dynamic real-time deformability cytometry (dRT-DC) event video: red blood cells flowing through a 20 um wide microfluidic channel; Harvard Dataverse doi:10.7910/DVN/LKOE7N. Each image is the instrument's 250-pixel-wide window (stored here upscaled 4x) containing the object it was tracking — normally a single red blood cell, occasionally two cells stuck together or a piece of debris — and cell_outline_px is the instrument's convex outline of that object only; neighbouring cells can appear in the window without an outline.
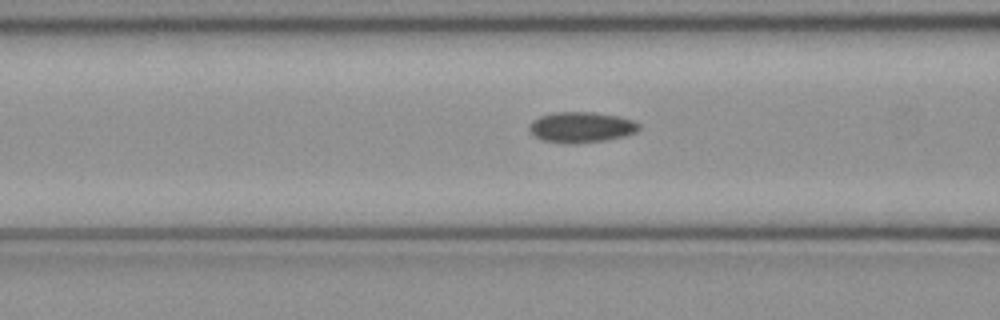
{"species": "common noctule bat (a hibernating species)", "species_latin": "Nyctalus noctula", "temperature_condition": "cold", "stored_images_in_passage": 46, "camera_frame_rate_fps": 3000, "um_per_image_px": 0.085, "animal": {"sex": "female", "body_mass_g": 21.9}, "frame": {"image": 1, "passage_image": 16, "time_ms": 5.0, "image_size_px": [1000, 320], "cell_outline_px": [[640, 128], [636, 132], [624, 136], [604, 140], [572, 144], [540, 140], [528, 128], [528, 124], [532, 120], [540, 116], [552, 112], [592, 112], [616, 116], [632, 120], [640, 124]], "centroid_in_image_um": [49.37, 10.81], "position_along_channel_um": 117.2, "area_um2": 19.54}}
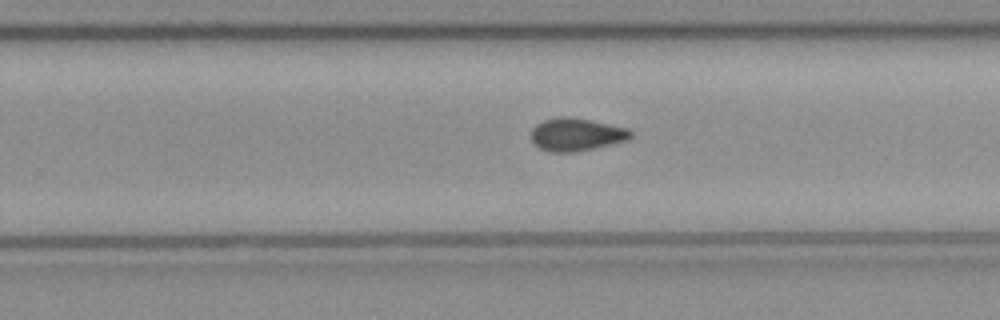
{"frame": {"image": 2, "passage_image": 28, "time_ms": 9.0, "image_size_px": [1000, 320], "cell_outline_px": [[632, 136], [628, 140], [592, 148], [572, 152], [548, 152], [540, 148], [532, 140], [532, 128], [536, 124], [544, 120], [560, 116], [568, 116], [628, 128], [632, 132]], "centroid_in_image_um": [48.97, 11.42], "position_along_channel_um": 280.8, "area_um2": 18.79}}
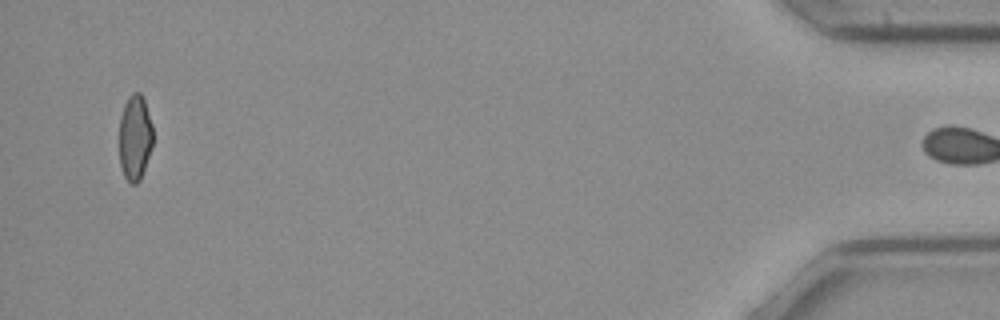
{"frame": {"image": 3, "passage_image": 45, "time_ms": 14.667, "image_size_px": [1000, 320], "cell_outline_px": [[152, 148], [140, 180], [136, 184], [132, 184], [124, 176], [120, 164], [120, 116], [124, 104], [128, 96], [132, 92], [140, 92], [144, 100], [152, 124]], "centroid_in_image_um": [11.47, 11.68], "position_along_channel_um": 423.7, "area_um2": 16.76}, "authors_computed_cell_mechanics": {"area_um2": 18.785, "velocity_mm_per_s": 4.087, "shape_relaxation_time_tau1_ms": null, "shape_relaxation_time_tau2_ms": 5.0587, "deformation_change_tau1": null, "deformation_change_tau2": 0.0941}}